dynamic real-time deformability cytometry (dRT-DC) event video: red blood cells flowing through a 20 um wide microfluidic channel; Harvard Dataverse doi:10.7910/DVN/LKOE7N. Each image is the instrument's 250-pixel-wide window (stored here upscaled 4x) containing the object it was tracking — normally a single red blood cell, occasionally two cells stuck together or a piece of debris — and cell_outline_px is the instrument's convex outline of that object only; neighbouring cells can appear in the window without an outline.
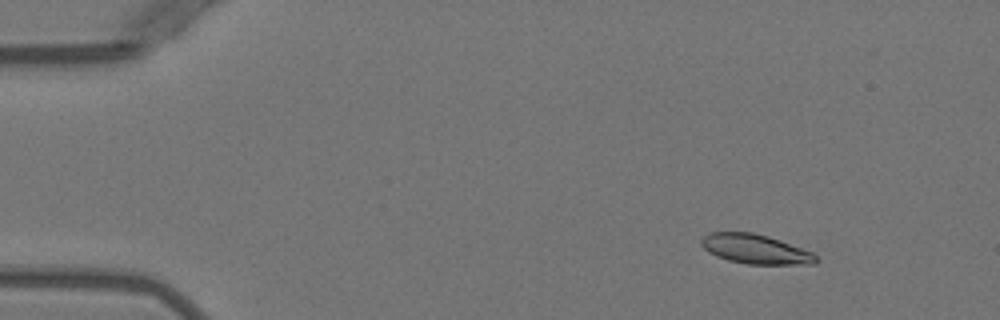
{"species": "Egyptian fruit bat (a non-hibernating species)", "species_latin": "Rousettus aegyptiacus", "temperature_condition": "warm", "stored_images_in_passage": 6, "camera_frame_rate_fps": 3000, "um_per_image_px": 0.085, "animal": {"sex": "female"}, "frame": {"image": 1, "passage_image": 2, "time_ms": 2.0, "image_size_px": [1000, 320], "cell_outline_px": [[820, 260], [816, 264], [748, 264], [728, 260], [716, 256], [708, 252], [700, 244], [700, 240], [704, 236], [712, 232], [752, 232], [768, 236], [780, 240], [812, 252]], "centroid_in_image_um": [64.21, 21.17], "position_along_channel_um": 20.8, "area_um2": 19.71}}
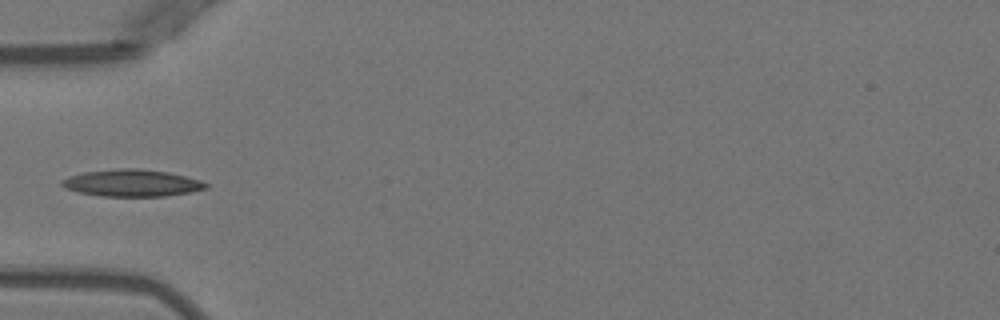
{"frame": {"image": 2, "passage_image": 5, "time_ms": 5.667, "image_size_px": [1000, 320], "cell_outline_px": [[208, 188], [192, 192], [164, 196], [100, 196], [80, 192], [64, 188], [60, 184], [60, 180], [68, 176], [84, 172], [120, 168], [140, 168], [168, 172], [200, 180], [208, 184]], "centroid_in_image_um": [11.2, 15.55], "position_along_channel_um": 73.8, "area_um2": 22.72}}
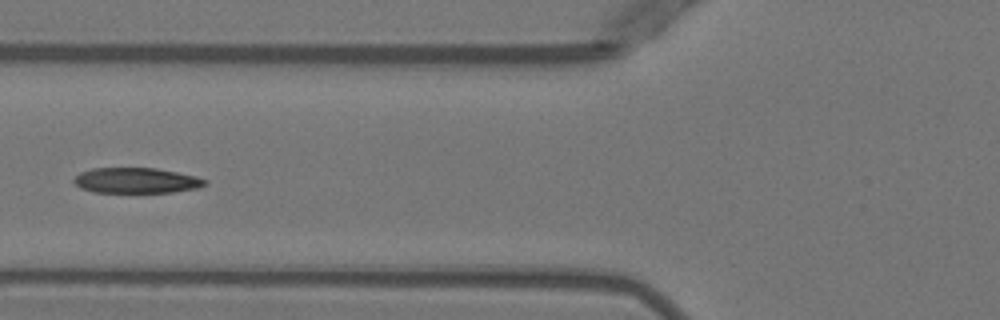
{"frame": {"image": 3, "passage_image": 6, "time_ms": 6.667, "image_size_px": [1000, 320], "cell_outline_px": [[208, 184], [196, 188], [172, 192], [92, 192], [80, 188], [72, 180], [80, 172], [92, 168], [156, 168], [196, 176], [208, 180]], "centroid_in_image_um": [11.58, 15.34], "position_along_channel_um": 114.2, "area_um2": 19.42}}